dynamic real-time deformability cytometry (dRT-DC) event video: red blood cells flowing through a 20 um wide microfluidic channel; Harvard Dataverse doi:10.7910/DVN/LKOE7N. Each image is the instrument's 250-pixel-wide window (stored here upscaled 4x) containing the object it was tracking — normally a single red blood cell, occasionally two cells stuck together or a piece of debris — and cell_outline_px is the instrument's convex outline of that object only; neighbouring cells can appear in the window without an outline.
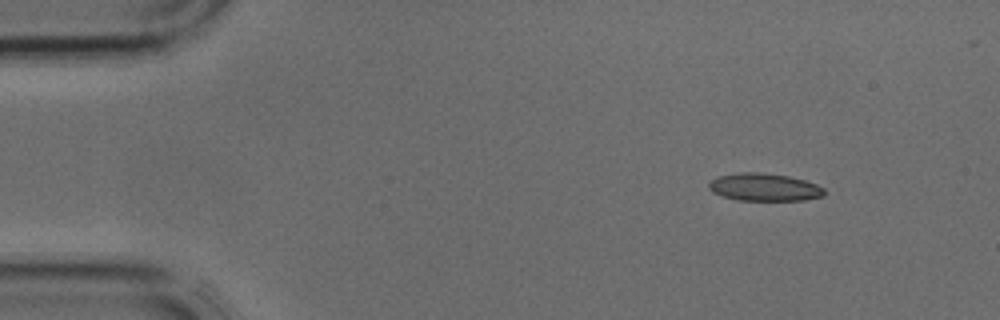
{"species": "common noctule bat (a hibernating species)", "species_latin": "Nyctalus noctula", "temperature_condition": "cold", "stored_images_in_passage": 3, "camera_frame_rate_fps": 3000, "um_per_image_px": 0.085, "animal": {"sex": "male", "body_mass_g": 17.9, "forearm_length_mm": 54.2}, "frame": {"image": 1, "passage_image": 1, "time_ms": 0.0, "image_size_px": [1000, 320], "cell_outline_px": [[824, 196], [804, 200], [736, 200], [712, 192], [708, 188], [708, 184], [716, 176], [740, 172], [760, 172], [788, 176], [804, 180], [816, 184], [824, 188]], "centroid_in_image_um": [64.95, 15.91], "position_along_channel_um": 20.1, "area_um2": 18.61}}